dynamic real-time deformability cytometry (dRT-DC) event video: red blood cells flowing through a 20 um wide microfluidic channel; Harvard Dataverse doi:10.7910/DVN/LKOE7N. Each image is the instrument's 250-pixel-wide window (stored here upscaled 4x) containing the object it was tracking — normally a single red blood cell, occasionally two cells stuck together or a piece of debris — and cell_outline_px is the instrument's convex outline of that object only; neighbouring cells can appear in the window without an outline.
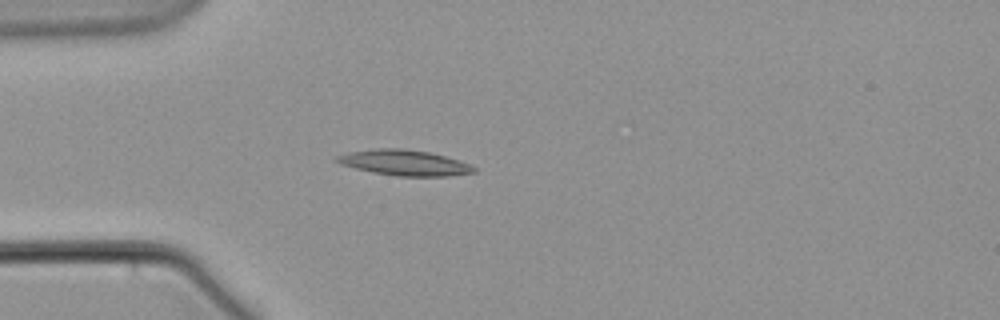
{"species": "common noctule bat (a hibernating species)", "species_latin": "Nyctalus noctula", "temperature_condition": "warm", "stored_images_in_passage": 5, "camera_frame_rate_fps": 3000, "um_per_image_px": 0.085, "animal": {"sex": "male", "body_mass_g": 21.5, "forearm_length_mm": 52.0}, "frame": {"image": 1, "passage_image": 5, "time_ms": 5.333, "image_size_px": [1000, 320], "cell_outline_px": [[476, 172], [448, 176], [396, 176], [372, 172], [340, 164], [332, 160], [336, 156], [348, 152], [376, 148], [404, 148], [428, 152], [444, 156], [468, 164], [476, 168]], "centroid_in_image_um": [34.31, 13.83], "position_along_channel_um": 50.7, "area_um2": 20.35}}